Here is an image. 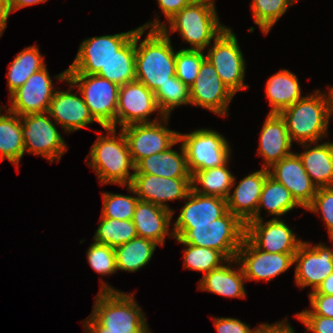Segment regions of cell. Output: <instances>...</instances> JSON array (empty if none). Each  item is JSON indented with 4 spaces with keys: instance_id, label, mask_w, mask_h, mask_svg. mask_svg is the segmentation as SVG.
<instances>
[{
    "instance_id": "cell-1",
    "label": "cell",
    "mask_w": 333,
    "mask_h": 333,
    "mask_svg": "<svg viewBox=\"0 0 333 333\" xmlns=\"http://www.w3.org/2000/svg\"><path fill=\"white\" fill-rule=\"evenodd\" d=\"M147 28L149 33L138 45ZM135 75L136 81L155 92L175 76L176 52L171 45L168 28L159 18L136 28L135 32Z\"/></svg>"
},
{
    "instance_id": "cell-2",
    "label": "cell",
    "mask_w": 333,
    "mask_h": 333,
    "mask_svg": "<svg viewBox=\"0 0 333 333\" xmlns=\"http://www.w3.org/2000/svg\"><path fill=\"white\" fill-rule=\"evenodd\" d=\"M95 297L91 315L104 327V333H150L132 293L119 292L103 282Z\"/></svg>"
},
{
    "instance_id": "cell-3",
    "label": "cell",
    "mask_w": 333,
    "mask_h": 333,
    "mask_svg": "<svg viewBox=\"0 0 333 333\" xmlns=\"http://www.w3.org/2000/svg\"><path fill=\"white\" fill-rule=\"evenodd\" d=\"M104 129L109 132L110 136H98L87 156L91 159L87 164L96 172L100 183L128 186L134 176L129 169L135 170V165L125 135L121 130L118 138L116 128Z\"/></svg>"
},
{
    "instance_id": "cell-4",
    "label": "cell",
    "mask_w": 333,
    "mask_h": 333,
    "mask_svg": "<svg viewBox=\"0 0 333 333\" xmlns=\"http://www.w3.org/2000/svg\"><path fill=\"white\" fill-rule=\"evenodd\" d=\"M284 118L291 142L318 143L327 136L330 118L329 98L319 90L284 109Z\"/></svg>"
},
{
    "instance_id": "cell-5",
    "label": "cell",
    "mask_w": 333,
    "mask_h": 333,
    "mask_svg": "<svg viewBox=\"0 0 333 333\" xmlns=\"http://www.w3.org/2000/svg\"><path fill=\"white\" fill-rule=\"evenodd\" d=\"M246 234V225L230 211L209 225L178 229L175 239L193 246L207 247L221 252L227 259H235Z\"/></svg>"
},
{
    "instance_id": "cell-6",
    "label": "cell",
    "mask_w": 333,
    "mask_h": 333,
    "mask_svg": "<svg viewBox=\"0 0 333 333\" xmlns=\"http://www.w3.org/2000/svg\"><path fill=\"white\" fill-rule=\"evenodd\" d=\"M214 0H198L184 7L170 20V31L180 32L182 39L189 43L193 50H203L210 46L227 26L219 22Z\"/></svg>"
},
{
    "instance_id": "cell-7",
    "label": "cell",
    "mask_w": 333,
    "mask_h": 333,
    "mask_svg": "<svg viewBox=\"0 0 333 333\" xmlns=\"http://www.w3.org/2000/svg\"><path fill=\"white\" fill-rule=\"evenodd\" d=\"M82 94L93 119L102 128H116L120 86L97 74H67Z\"/></svg>"
},
{
    "instance_id": "cell-8",
    "label": "cell",
    "mask_w": 333,
    "mask_h": 333,
    "mask_svg": "<svg viewBox=\"0 0 333 333\" xmlns=\"http://www.w3.org/2000/svg\"><path fill=\"white\" fill-rule=\"evenodd\" d=\"M187 159L189 172L206 170L228 163L230 156L229 144L220 133L198 129L189 134H180Z\"/></svg>"
},
{
    "instance_id": "cell-9",
    "label": "cell",
    "mask_w": 333,
    "mask_h": 333,
    "mask_svg": "<svg viewBox=\"0 0 333 333\" xmlns=\"http://www.w3.org/2000/svg\"><path fill=\"white\" fill-rule=\"evenodd\" d=\"M206 59L213 65L221 81L236 94L244 85L245 60L237 42V37L230 28H226L214 39Z\"/></svg>"
},
{
    "instance_id": "cell-10",
    "label": "cell",
    "mask_w": 333,
    "mask_h": 333,
    "mask_svg": "<svg viewBox=\"0 0 333 333\" xmlns=\"http://www.w3.org/2000/svg\"><path fill=\"white\" fill-rule=\"evenodd\" d=\"M160 118L161 121L131 124L121 128L134 165L141 159L163 152L180 142L179 133L167 128L169 116Z\"/></svg>"
},
{
    "instance_id": "cell-11",
    "label": "cell",
    "mask_w": 333,
    "mask_h": 333,
    "mask_svg": "<svg viewBox=\"0 0 333 333\" xmlns=\"http://www.w3.org/2000/svg\"><path fill=\"white\" fill-rule=\"evenodd\" d=\"M47 113L25 114L21 116L24 151L41 155L50 162L60 161L68 150L56 122H52Z\"/></svg>"
},
{
    "instance_id": "cell-12",
    "label": "cell",
    "mask_w": 333,
    "mask_h": 333,
    "mask_svg": "<svg viewBox=\"0 0 333 333\" xmlns=\"http://www.w3.org/2000/svg\"><path fill=\"white\" fill-rule=\"evenodd\" d=\"M136 32V29L114 35L85 39L67 74H97Z\"/></svg>"
},
{
    "instance_id": "cell-13",
    "label": "cell",
    "mask_w": 333,
    "mask_h": 333,
    "mask_svg": "<svg viewBox=\"0 0 333 333\" xmlns=\"http://www.w3.org/2000/svg\"><path fill=\"white\" fill-rule=\"evenodd\" d=\"M295 253H268L257 249L246 237L237 252L246 281H271L294 264Z\"/></svg>"
},
{
    "instance_id": "cell-14",
    "label": "cell",
    "mask_w": 333,
    "mask_h": 333,
    "mask_svg": "<svg viewBox=\"0 0 333 333\" xmlns=\"http://www.w3.org/2000/svg\"><path fill=\"white\" fill-rule=\"evenodd\" d=\"M190 89V104L226 116L234 93L221 81L213 65L205 59Z\"/></svg>"
},
{
    "instance_id": "cell-15",
    "label": "cell",
    "mask_w": 333,
    "mask_h": 333,
    "mask_svg": "<svg viewBox=\"0 0 333 333\" xmlns=\"http://www.w3.org/2000/svg\"><path fill=\"white\" fill-rule=\"evenodd\" d=\"M46 66L32 74L27 81L10 95L7 110L19 115L47 113L56 92Z\"/></svg>"
},
{
    "instance_id": "cell-16",
    "label": "cell",
    "mask_w": 333,
    "mask_h": 333,
    "mask_svg": "<svg viewBox=\"0 0 333 333\" xmlns=\"http://www.w3.org/2000/svg\"><path fill=\"white\" fill-rule=\"evenodd\" d=\"M245 237L259 250L268 253H296L303 242L281 219L273 218L263 223L250 220L246 224Z\"/></svg>"
},
{
    "instance_id": "cell-17",
    "label": "cell",
    "mask_w": 333,
    "mask_h": 333,
    "mask_svg": "<svg viewBox=\"0 0 333 333\" xmlns=\"http://www.w3.org/2000/svg\"><path fill=\"white\" fill-rule=\"evenodd\" d=\"M296 285L317 287L333 272V250L324 244L302 242L294 255Z\"/></svg>"
},
{
    "instance_id": "cell-18",
    "label": "cell",
    "mask_w": 333,
    "mask_h": 333,
    "mask_svg": "<svg viewBox=\"0 0 333 333\" xmlns=\"http://www.w3.org/2000/svg\"><path fill=\"white\" fill-rule=\"evenodd\" d=\"M158 110L154 92L143 83L135 80L120 86L116 125L118 123L123 128L131 124L158 121V118L153 121L147 119L148 115Z\"/></svg>"
},
{
    "instance_id": "cell-19",
    "label": "cell",
    "mask_w": 333,
    "mask_h": 333,
    "mask_svg": "<svg viewBox=\"0 0 333 333\" xmlns=\"http://www.w3.org/2000/svg\"><path fill=\"white\" fill-rule=\"evenodd\" d=\"M58 81H66L70 84L68 91L56 90L47 111V114L55 119L56 124H60L65 132H75L88 124L96 122L91 116L84 99L77 93H72L74 87L67 79V69L57 75Z\"/></svg>"
},
{
    "instance_id": "cell-20",
    "label": "cell",
    "mask_w": 333,
    "mask_h": 333,
    "mask_svg": "<svg viewBox=\"0 0 333 333\" xmlns=\"http://www.w3.org/2000/svg\"><path fill=\"white\" fill-rule=\"evenodd\" d=\"M130 186L139 200L166 209L170 200L186 199L192 189L191 178H165L151 174H134Z\"/></svg>"
},
{
    "instance_id": "cell-21",
    "label": "cell",
    "mask_w": 333,
    "mask_h": 333,
    "mask_svg": "<svg viewBox=\"0 0 333 333\" xmlns=\"http://www.w3.org/2000/svg\"><path fill=\"white\" fill-rule=\"evenodd\" d=\"M268 172L272 178L291 192L292 197L301 207L306 209L312 203L317 187L306 173L304 165L296 153L273 164Z\"/></svg>"
},
{
    "instance_id": "cell-22",
    "label": "cell",
    "mask_w": 333,
    "mask_h": 333,
    "mask_svg": "<svg viewBox=\"0 0 333 333\" xmlns=\"http://www.w3.org/2000/svg\"><path fill=\"white\" fill-rule=\"evenodd\" d=\"M181 213L168 236L178 229H192L194 226L209 225L213 220L222 217L227 211V200L218 196L202 195L190 190Z\"/></svg>"
},
{
    "instance_id": "cell-23",
    "label": "cell",
    "mask_w": 333,
    "mask_h": 333,
    "mask_svg": "<svg viewBox=\"0 0 333 333\" xmlns=\"http://www.w3.org/2000/svg\"><path fill=\"white\" fill-rule=\"evenodd\" d=\"M258 154L264 157L263 168L269 169L282 158L291 155L290 140L286 122L277 113H269L260 132Z\"/></svg>"
},
{
    "instance_id": "cell-24",
    "label": "cell",
    "mask_w": 333,
    "mask_h": 333,
    "mask_svg": "<svg viewBox=\"0 0 333 333\" xmlns=\"http://www.w3.org/2000/svg\"><path fill=\"white\" fill-rule=\"evenodd\" d=\"M268 174V169L262 168L246 176L236 186L233 194L226 199L228 211L237 216L245 225L256 214L259 198Z\"/></svg>"
},
{
    "instance_id": "cell-25",
    "label": "cell",
    "mask_w": 333,
    "mask_h": 333,
    "mask_svg": "<svg viewBox=\"0 0 333 333\" xmlns=\"http://www.w3.org/2000/svg\"><path fill=\"white\" fill-rule=\"evenodd\" d=\"M173 211L150 202L138 200L132 217L137 236L164 246Z\"/></svg>"
},
{
    "instance_id": "cell-26",
    "label": "cell",
    "mask_w": 333,
    "mask_h": 333,
    "mask_svg": "<svg viewBox=\"0 0 333 333\" xmlns=\"http://www.w3.org/2000/svg\"><path fill=\"white\" fill-rule=\"evenodd\" d=\"M167 150L141 159L136 165L134 174H151L165 178H191L186 153L181 143V154L176 150Z\"/></svg>"
},
{
    "instance_id": "cell-27",
    "label": "cell",
    "mask_w": 333,
    "mask_h": 333,
    "mask_svg": "<svg viewBox=\"0 0 333 333\" xmlns=\"http://www.w3.org/2000/svg\"><path fill=\"white\" fill-rule=\"evenodd\" d=\"M239 265L238 270L232 269L230 263ZM227 265H221L205 274L199 281L198 289L232 298H245L244 282L246 278L237 259H228Z\"/></svg>"
},
{
    "instance_id": "cell-28",
    "label": "cell",
    "mask_w": 333,
    "mask_h": 333,
    "mask_svg": "<svg viewBox=\"0 0 333 333\" xmlns=\"http://www.w3.org/2000/svg\"><path fill=\"white\" fill-rule=\"evenodd\" d=\"M305 151L296 153L306 173L318 188L333 187V142H324L310 148L312 143L301 144Z\"/></svg>"
},
{
    "instance_id": "cell-29",
    "label": "cell",
    "mask_w": 333,
    "mask_h": 333,
    "mask_svg": "<svg viewBox=\"0 0 333 333\" xmlns=\"http://www.w3.org/2000/svg\"><path fill=\"white\" fill-rule=\"evenodd\" d=\"M266 96L272 107L269 113L280 114L302 99L301 88L295 74L286 69L272 75L266 83Z\"/></svg>"
},
{
    "instance_id": "cell-30",
    "label": "cell",
    "mask_w": 333,
    "mask_h": 333,
    "mask_svg": "<svg viewBox=\"0 0 333 333\" xmlns=\"http://www.w3.org/2000/svg\"><path fill=\"white\" fill-rule=\"evenodd\" d=\"M6 112L5 115L0 113V162L7 158L19 167V161L25 153L21 117L8 110Z\"/></svg>"
},
{
    "instance_id": "cell-31",
    "label": "cell",
    "mask_w": 333,
    "mask_h": 333,
    "mask_svg": "<svg viewBox=\"0 0 333 333\" xmlns=\"http://www.w3.org/2000/svg\"><path fill=\"white\" fill-rule=\"evenodd\" d=\"M227 167L226 163L206 170H195L191 174L192 190L202 195L227 199L232 187L235 186V177ZM197 183L202 188H199Z\"/></svg>"
},
{
    "instance_id": "cell-32",
    "label": "cell",
    "mask_w": 333,
    "mask_h": 333,
    "mask_svg": "<svg viewBox=\"0 0 333 333\" xmlns=\"http://www.w3.org/2000/svg\"><path fill=\"white\" fill-rule=\"evenodd\" d=\"M265 207L268 214L280 217L295 207H301L292 197L291 192L283 185L267 175L259 198L255 216L251 220H261V208Z\"/></svg>"
},
{
    "instance_id": "cell-33",
    "label": "cell",
    "mask_w": 333,
    "mask_h": 333,
    "mask_svg": "<svg viewBox=\"0 0 333 333\" xmlns=\"http://www.w3.org/2000/svg\"><path fill=\"white\" fill-rule=\"evenodd\" d=\"M135 33L109 62L102 67L97 75L106 78L119 86L136 80L135 75Z\"/></svg>"
},
{
    "instance_id": "cell-34",
    "label": "cell",
    "mask_w": 333,
    "mask_h": 333,
    "mask_svg": "<svg viewBox=\"0 0 333 333\" xmlns=\"http://www.w3.org/2000/svg\"><path fill=\"white\" fill-rule=\"evenodd\" d=\"M157 245L152 240L137 236L125 244L115 247L117 271H138L149 263Z\"/></svg>"
},
{
    "instance_id": "cell-35",
    "label": "cell",
    "mask_w": 333,
    "mask_h": 333,
    "mask_svg": "<svg viewBox=\"0 0 333 333\" xmlns=\"http://www.w3.org/2000/svg\"><path fill=\"white\" fill-rule=\"evenodd\" d=\"M39 48L37 46H29L19 52L8 67V87L11 95L20 88L27 79L45 67Z\"/></svg>"
},
{
    "instance_id": "cell-36",
    "label": "cell",
    "mask_w": 333,
    "mask_h": 333,
    "mask_svg": "<svg viewBox=\"0 0 333 333\" xmlns=\"http://www.w3.org/2000/svg\"><path fill=\"white\" fill-rule=\"evenodd\" d=\"M94 235L95 243L117 247L137 237L132 220H118L101 217Z\"/></svg>"
},
{
    "instance_id": "cell-37",
    "label": "cell",
    "mask_w": 333,
    "mask_h": 333,
    "mask_svg": "<svg viewBox=\"0 0 333 333\" xmlns=\"http://www.w3.org/2000/svg\"><path fill=\"white\" fill-rule=\"evenodd\" d=\"M160 116H169L175 107L190 104V89L176 75L154 92Z\"/></svg>"
},
{
    "instance_id": "cell-38",
    "label": "cell",
    "mask_w": 333,
    "mask_h": 333,
    "mask_svg": "<svg viewBox=\"0 0 333 333\" xmlns=\"http://www.w3.org/2000/svg\"><path fill=\"white\" fill-rule=\"evenodd\" d=\"M186 246L184 249V267L187 269L209 273L211 270L220 267L227 258L219 251L207 247L193 246L176 239Z\"/></svg>"
},
{
    "instance_id": "cell-39",
    "label": "cell",
    "mask_w": 333,
    "mask_h": 333,
    "mask_svg": "<svg viewBox=\"0 0 333 333\" xmlns=\"http://www.w3.org/2000/svg\"><path fill=\"white\" fill-rule=\"evenodd\" d=\"M297 0H252L251 10L254 23L264 34H268L273 25L284 15L288 7Z\"/></svg>"
},
{
    "instance_id": "cell-40",
    "label": "cell",
    "mask_w": 333,
    "mask_h": 333,
    "mask_svg": "<svg viewBox=\"0 0 333 333\" xmlns=\"http://www.w3.org/2000/svg\"><path fill=\"white\" fill-rule=\"evenodd\" d=\"M128 190L135 196H127L122 194L102 193L103 208L101 217L132 220L139 197L134 189L128 185Z\"/></svg>"
},
{
    "instance_id": "cell-41",
    "label": "cell",
    "mask_w": 333,
    "mask_h": 333,
    "mask_svg": "<svg viewBox=\"0 0 333 333\" xmlns=\"http://www.w3.org/2000/svg\"><path fill=\"white\" fill-rule=\"evenodd\" d=\"M205 59L203 50L181 49L176 51L175 75L190 87L198 76L200 66Z\"/></svg>"
},
{
    "instance_id": "cell-42",
    "label": "cell",
    "mask_w": 333,
    "mask_h": 333,
    "mask_svg": "<svg viewBox=\"0 0 333 333\" xmlns=\"http://www.w3.org/2000/svg\"><path fill=\"white\" fill-rule=\"evenodd\" d=\"M86 256L91 268L101 275L106 276L117 271L114 247L93 242Z\"/></svg>"
},
{
    "instance_id": "cell-43",
    "label": "cell",
    "mask_w": 333,
    "mask_h": 333,
    "mask_svg": "<svg viewBox=\"0 0 333 333\" xmlns=\"http://www.w3.org/2000/svg\"><path fill=\"white\" fill-rule=\"evenodd\" d=\"M314 213H321L333 242V187L318 188L312 203L306 208Z\"/></svg>"
},
{
    "instance_id": "cell-44",
    "label": "cell",
    "mask_w": 333,
    "mask_h": 333,
    "mask_svg": "<svg viewBox=\"0 0 333 333\" xmlns=\"http://www.w3.org/2000/svg\"><path fill=\"white\" fill-rule=\"evenodd\" d=\"M311 310H304L297 315H320L333 318V295L309 294Z\"/></svg>"
},
{
    "instance_id": "cell-45",
    "label": "cell",
    "mask_w": 333,
    "mask_h": 333,
    "mask_svg": "<svg viewBox=\"0 0 333 333\" xmlns=\"http://www.w3.org/2000/svg\"><path fill=\"white\" fill-rule=\"evenodd\" d=\"M312 333H333V318L320 315H295Z\"/></svg>"
},
{
    "instance_id": "cell-46",
    "label": "cell",
    "mask_w": 333,
    "mask_h": 333,
    "mask_svg": "<svg viewBox=\"0 0 333 333\" xmlns=\"http://www.w3.org/2000/svg\"><path fill=\"white\" fill-rule=\"evenodd\" d=\"M213 321L218 333H254L256 331L239 319L215 317Z\"/></svg>"
},
{
    "instance_id": "cell-47",
    "label": "cell",
    "mask_w": 333,
    "mask_h": 333,
    "mask_svg": "<svg viewBox=\"0 0 333 333\" xmlns=\"http://www.w3.org/2000/svg\"><path fill=\"white\" fill-rule=\"evenodd\" d=\"M197 1L198 0H157L158 5L168 21L184 7Z\"/></svg>"
},
{
    "instance_id": "cell-48",
    "label": "cell",
    "mask_w": 333,
    "mask_h": 333,
    "mask_svg": "<svg viewBox=\"0 0 333 333\" xmlns=\"http://www.w3.org/2000/svg\"><path fill=\"white\" fill-rule=\"evenodd\" d=\"M309 294L333 295V272L317 287L315 291Z\"/></svg>"
},
{
    "instance_id": "cell-49",
    "label": "cell",
    "mask_w": 333,
    "mask_h": 333,
    "mask_svg": "<svg viewBox=\"0 0 333 333\" xmlns=\"http://www.w3.org/2000/svg\"><path fill=\"white\" fill-rule=\"evenodd\" d=\"M48 0H8L10 13L15 12L23 7L44 3Z\"/></svg>"
},
{
    "instance_id": "cell-50",
    "label": "cell",
    "mask_w": 333,
    "mask_h": 333,
    "mask_svg": "<svg viewBox=\"0 0 333 333\" xmlns=\"http://www.w3.org/2000/svg\"><path fill=\"white\" fill-rule=\"evenodd\" d=\"M10 14L8 1H0V37L7 27L6 23Z\"/></svg>"
},
{
    "instance_id": "cell-51",
    "label": "cell",
    "mask_w": 333,
    "mask_h": 333,
    "mask_svg": "<svg viewBox=\"0 0 333 333\" xmlns=\"http://www.w3.org/2000/svg\"><path fill=\"white\" fill-rule=\"evenodd\" d=\"M83 327L87 333H104V327L90 314Z\"/></svg>"
},
{
    "instance_id": "cell-52",
    "label": "cell",
    "mask_w": 333,
    "mask_h": 333,
    "mask_svg": "<svg viewBox=\"0 0 333 333\" xmlns=\"http://www.w3.org/2000/svg\"><path fill=\"white\" fill-rule=\"evenodd\" d=\"M295 330L290 326V324H287V321H279V323H276V333H295Z\"/></svg>"
},
{
    "instance_id": "cell-53",
    "label": "cell",
    "mask_w": 333,
    "mask_h": 333,
    "mask_svg": "<svg viewBox=\"0 0 333 333\" xmlns=\"http://www.w3.org/2000/svg\"><path fill=\"white\" fill-rule=\"evenodd\" d=\"M254 333H276V324H261Z\"/></svg>"
},
{
    "instance_id": "cell-54",
    "label": "cell",
    "mask_w": 333,
    "mask_h": 333,
    "mask_svg": "<svg viewBox=\"0 0 333 333\" xmlns=\"http://www.w3.org/2000/svg\"><path fill=\"white\" fill-rule=\"evenodd\" d=\"M328 98H329V108H330V116H331V114H333V87L329 88Z\"/></svg>"
}]
</instances>
